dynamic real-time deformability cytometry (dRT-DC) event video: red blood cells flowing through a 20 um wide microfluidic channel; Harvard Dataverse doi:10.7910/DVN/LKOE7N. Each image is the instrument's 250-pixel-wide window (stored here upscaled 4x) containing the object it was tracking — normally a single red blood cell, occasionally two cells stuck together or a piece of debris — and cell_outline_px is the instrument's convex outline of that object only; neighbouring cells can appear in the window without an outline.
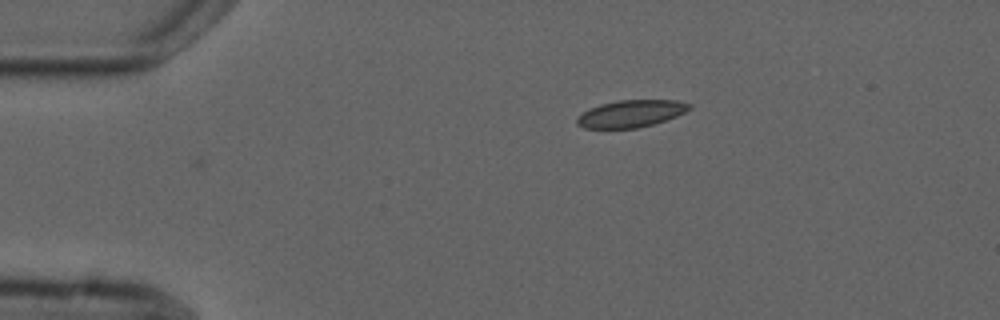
{"species": "common noctule bat (a hibernating species)", "species_latin": "Nyctalus noctula", "temperature_condition": "cold", "stored_images_in_passage": 7, "camera_frame_rate_fps": 3000, "um_per_image_px": 0.085, "animal": {"sex": "male", "forearm_length_mm": 52.5}, "frame": {"image": 1, "passage_image": 1, "time_ms": 0.0, "image_size_px": [1000, 320], "cell_outline_px": [[692, 108], [676, 116], [652, 124], [636, 128], [584, 128], [576, 124], [576, 116], [600, 104], [616, 100], [676, 100], [692, 104]], "centroid_in_image_um": [53.62, 9.65], "position_along_channel_um": 31.4, "area_um2": 17.69}}
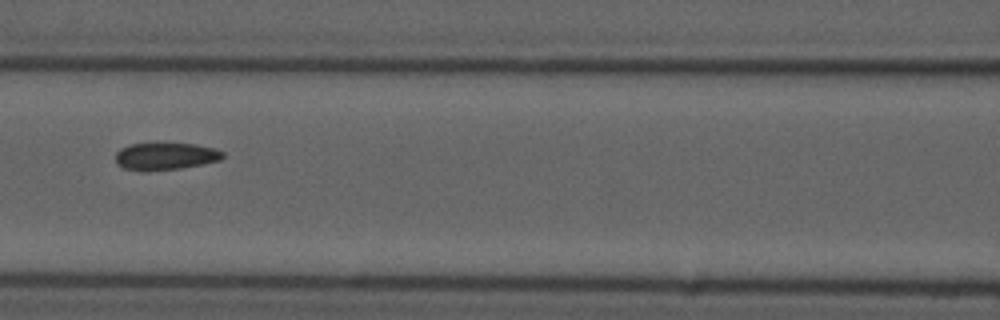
{"frame": {"image": 2, "passage_image": 5, "time_ms": 4.667, "image_size_px": [1000, 320], "cell_outline_px": [[224, 156], [220, 160], [180, 168], [148, 172], [140, 172], [124, 168], [116, 164], [116, 152], [120, 148], [128, 144], [196, 144], [216, 148], [224, 152]], "centroid_in_image_um": [14.03, 13.3], "position_along_channel_um": 152.6, "area_um2": 17.17}}
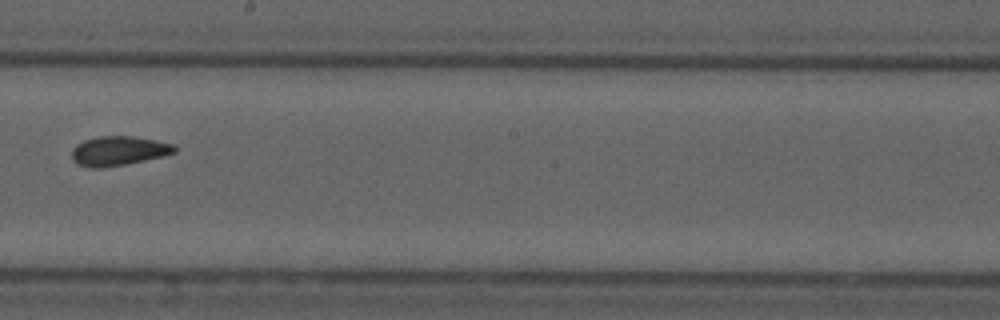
{"frame": {"image": 3, "passage_image": 7, "time_ms": 7.0, "image_size_px": [1000, 320], "cell_outline_px": [[176, 152], [164, 156], [124, 164], [100, 168], [88, 168], [76, 164], [72, 160], [72, 148], [76, 144], [84, 140], [100, 136], [132, 136], [156, 140], [172, 144], [176, 148]], "centroid_in_image_um": [10.04, 12.83], "position_along_channel_um": 238.2, "area_um2": 17.63}}